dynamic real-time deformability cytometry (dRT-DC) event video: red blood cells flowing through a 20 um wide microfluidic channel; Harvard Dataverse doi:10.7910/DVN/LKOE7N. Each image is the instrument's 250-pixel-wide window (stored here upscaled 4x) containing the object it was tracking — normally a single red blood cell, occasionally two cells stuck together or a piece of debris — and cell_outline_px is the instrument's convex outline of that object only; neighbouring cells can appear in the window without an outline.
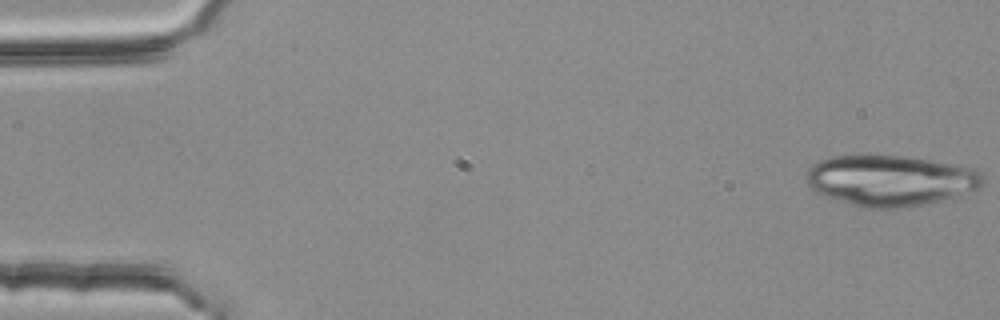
{"species": "common noctule bat (a hibernating species)", "species_latin": "Nyctalus noctula", "temperature_condition": "room temperature", "stored_images_in_passage": 4, "camera_frame_rate_fps": 3000, "um_per_image_px": 0.085, "animal": {"sex": "female", "body_mass_g": 25.1}, "frame": {"image": 1, "passage_image": 4, "time_ms": 1.0, "image_size_px": [1000, 320], "cell_outline_px": [[980, 188], [940, 200], [900, 208], [864, 208], [816, 192], [804, 180], [804, 176], [808, 168], [812, 164], [820, 160], [832, 156], [860, 152], [868, 152], [904, 156], [976, 168], [980, 172]], "centroid_in_image_um": [75.57, 15.28], "position_along_channel_um": 9.4, "area_um2": 52.6}}